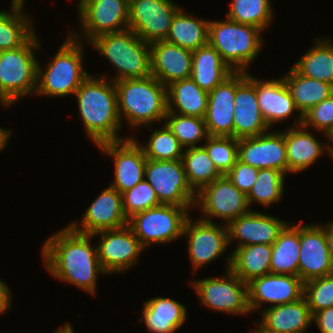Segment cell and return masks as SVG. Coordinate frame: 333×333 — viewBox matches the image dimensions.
<instances>
[{
  "mask_svg": "<svg viewBox=\"0 0 333 333\" xmlns=\"http://www.w3.org/2000/svg\"><path fill=\"white\" fill-rule=\"evenodd\" d=\"M233 72L209 43L192 52L190 77L207 92L213 90Z\"/></svg>",
  "mask_w": 333,
  "mask_h": 333,
  "instance_id": "f546056e",
  "label": "cell"
},
{
  "mask_svg": "<svg viewBox=\"0 0 333 333\" xmlns=\"http://www.w3.org/2000/svg\"><path fill=\"white\" fill-rule=\"evenodd\" d=\"M90 76L79 86L74 95L78 101V118L81 117L87 138L97 146L103 142L121 141L118 135L123 128L118 113L115 82L106 75Z\"/></svg>",
  "mask_w": 333,
  "mask_h": 333,
  "instance_id": "7a4b0ae2",
  "label": "cell"
},
{
  "mask_svg": "<svg viewBox=\"0 0 333 333\" xmlns=\"http://www.w3.org/2000/svg\"><path fill=\"white\" fill-rule=\"evenodd\" d=\"M271 4V0H231L226 18L265 31L274 17Z\"/></svg>",
  "mask_w": 333,
  "mask_h": 333,
  "instance_id": "74e56055",
  "label": "cell"
},
{
  "mask_svg": "<svg viewBox=\"0 0 333 333\" xmlns=\"http://www.w3.org/2000/svg\"><path fill=\"white\" fill-rule=\"evenodd\" d=\"M11 130L4 129L3 127H0V151L3 149H6V144H8V140L10 139Z\"/></svg>",
  "mask_w": 333,
  "mask_h": 333,
  "instance_id": "f907efd6",
  "label": "cell"
},
{
  "mask_svg": "<svg viewBox=\"0 0 333 333\" xmlns=\"http://www.w3.org/2000/svg\"><path fill=\"white\" fill-rule=\"evenodd\" d=\"M311 314L333 307V274L314 278L304 283V294Z\"/></svg>",
  "mask_w": 333,
  "mask_h": 333,
  "instance_id": "ee69618b",
  "label": "cell"
},
{
  "mask_svg": "<svg viewBox=\"0 0 333 333\" xmlns=\"http://www.w3.org/2000/svg\"><path fill=\"white\" fill-rule=\"evenodd\" d=\"M303 125L291 126L284 131L288 173L295 174L305 171L310 165L315 164L325 152L333 159V147L327 142H319L315 135Z\"/></svg>",
  "mask_w": 333,
  "mask_h": 333,
  "instance_id": "484cf974",
  "label": "cell"
},
{
  "mask_svg": "<svg viewBox=\"0 0 333 333\" xmlns=\"http://www.w3.org/2000/svg\"><path fill=\"white\" fill-rule=\"evenodd\" d=\"M209 20L190 16L182 7L173 17L165 41L195 51L208 44Z\"/></svg>",
  "mask_w": 333,
  "mask_h": 333,
  "instance_id": "836d02e7",
  "label": "cell"
},
{
  "mask_svg": "<svg viewBox=\"0 0 333 333\" xmlns=\"http://www.w3.org/2000/svg\"><path fill=\"white\" fill-rule=\"evenodd\" d=\"M123 211L127 219L134 214L158 206L161 203L154 189L143 179L130 190L122 194Z\"/></svg>",
  "mask_w": 333,
  "mask_h": 333,
  "instance_id": "7bdbcfd3",
  "label": "cell"
},
{
  "mask_svg": "<svg viewBox=\"0 0 333 333\" xmlns=\"http://www.w3.org/2000/svg\"><path fill=\"white\" fill-rule=\"evenodd\" d=\"M92 236L100 237L97 242L98 258L103 271L108 275L123 273L137 265L138 257L145 250L128 225L119 229L100 231Z\"/></svg>",
  "mask_w": 333,
  "mask_h": 333,
  "instance_id": "4fadbf2b",
  "label": "cell"
},
{
  "mask_svg": "<svg viewBox=\"0 0 333 333\" xmlns=\"http://www.w3.org/2000/svg\"><path fill=\"white\" fill-rule=\"evenodd\" d=\"M247 293L248 307L253 313L263 303L272 307L298 301L304 294V282L299 276L269 273L247 283Z\"/></svg>",
  "mask_w": 333,
  "mask_h": 333,
  "instance_id": "ac0fdd59",
  "label": "cell"
},
{
  "mask_svg": "<svg viewBox=\"0 0 333 333\" xmlns=\"http://www.w3.org/2000/svg\"><path fill=\"white\" fill-rule=\"evenodd\" d=\"M140 313L143 318L139 321H144L150 333H174L187 319L186 307L167 297H153L144 301Z\"/></svg>",
  "mask_w": 333,
  "mask_h": 333,
  "instance_id": "83f0119b",
  "label": "cell"
},
{
  "mask_svg": "<svg viewBox=\"0 0 333 333\" xmlns=\"http://www.w3.org/2000/svg\"><path fill=\"white\" fill-rule=\"evenodd\" d=\"M285 176L280 170L259 169L257 180L247 195L249 207L253 202L269 206L283 200Z\"/></svg>",
  "mask_w": 333,
  "mask_h": 333,
  "instance_id": "f35d334b",
  "label": "cell"
},
{
  "mask_svg": "<svg viewBox=\"0 0 333 333\" xmlns=\"http://www.w3.org/2000/svg\"><path fill=\"white\" fill-rule=\"evenodd\" d=\"M246 77L255 86L260 111L270 129L275 123L292 117L294 112H298L299 116L294 125H302L303 115L296 108L283 76L280 79L261 81L246 72Z\"/></svg>",
  "mask_w": 333,
  "mask_h": 333,
  "instance_id": "7402d4cb",
  "label": "cell"
},
{
  "mask_svg": "<svg viewBox=\"0 0 333 333\" xmlns=\"http://www.w3.org/2000/svg\"><path fill=\"white\" fill-rule=\"evenodd\" d=\"M34 33L23 45L0 51V101L11 106L20 98L35 95L38 61L34 52L40 49Z\"/></svg>",
  "mask_w": 333,
  "mask_h": 333,
  "instance_id": "52a82bcc",
  "label": "cell"
},
{
  "mask_svg": "<svg viewBox=\"0 0 333 333\" xmlns=\"http://www.w3.org/2000/svg\"><path fill=\"white\" fill-rule=\"evenodd\" d=\"M287 224V221L251 209L227 225L229 245L235 240L236 247L272 245Z\"/></svg>",
  "mask_w": 333,
  "mask_h": 333,
  "instance_id": "603a6c76",
  "label": "cell"
},
{
  "mask_svg": "<svg viewBox=\"0 0 333 333\" xmlns=\"http://www.w3.org/2000/svg\"><path fill=\"white\" fill-rule=\"evenodd\" d=\"M238 159L257 169H275L288 173L284 131L238 139Z\"/></svg>",
  "mask_w": 333,
  "mask_h": 333,
  "instance_id": "d6986e66",
  "label": "cell"
},
{
  "mask_svg": "<svg viewBox=\"0 0 333 333\" xmlns=\"http://www.w3.org/2000/svg\"><path fill=\"white\" fill-rule=\"evenodd\" d=\"M262 29L240 24L225 18L209 20L208 43L221 55L234 72H247V68L260 55L264 42Z\"/></svg>",
  "mask_w": 333,
  "mask_h": 333,
  "instance_id": "8992f818",
  "label": "cell"
},
{
  "mask_svg": "<svg viewBox=\"0 0 333 333\" xmlns=\"http://www.w3.org/2000/svg\"><path fill=\"white\" fill-rule=\"evenodd\" d=\"M251 333H268V332H262L259 328H255Z\"/></svg>",
  "mask_w": 333,
  "mask_h": 333,
  "instance_id": "db71d44e",
  "label": "cell"
},
{
  "mask_svg": "<svg viewBox=\"0 0 333 333\" xmlns=\"http://www.w3.org/2000/svg\"><path fill=\"white\" fill-rule=\"evenodd\" d=\"M207 105L208 92L201 89L191 77L167 86V112L204 118Z\"/></svg>",
  "mask_w": 333,
  "mask_h": 333,
  "instance_id": "4dcf8cb0",
  "label": "cell"
},
{
  "mask_svg": "<svg viewBox=\"0 0 333 333\" xmlns=\"http://www.w3.org/2000/svg\"><path fill=\"white\" fill-rule=\"evenodd\" d=\"M190 209L160 204L134 214L128 219V226L145 249L153 243H170L183 236Z\"/></svg>",
  "mask_w": 333,
  "mask_h": 333,
  "instance_id": "ba28073f",
  "label": "cell"
},
{
  "mask_svg": "<svg viewBox=\"0 0 333 333\" xmlns=\"http://www.w3.org/2000/svg\"><path fill=\"white\" fill-rule=\"evenodd\" d=\"M292 66L304 77L333 85V41L319 38Z\"/></svg>",
  "mask_w": 333,
  "mask_h": 333,
  "instance_id": "d590c367",
  "label": "cell"
},
{
  "mask_svg": "<svg viewBox=\"0 0 333 333\" xmlns=\"http://www.w3.org/2000/svg\"><path fill=\"white\" fill-rule=\"evenodd\" d=\"M96 147L103 154L113 157L115 172L110 186L121 194L144 179L147 158L132 136L124 137L121 141L103 142Z\"/></svg>",
  "mask_w": 333,
  "mask_h": 333,
  "instance_id": "2e32d148",
  "label": "cell"
},
{
  "mask_svg": "<svg viewBox=\"0 0 333 333\" xmlns=\"http://www.w3.org/2000/svg\"><path fill=\"white\" fill-rule=\"evenodd\" d=\"M312 322L317 324L321 333H333V307L314 313Z\"/></svg>",
  "mask_w": 333,
  "mask_h": 333,
  "instance_id": "7dc6e473",
  "label": "cell"
},
{
  "mask_svg": "<svg viewBox=\"0 0 333 333\" xmlns=\"http://www.w3.org/2000/svg\"><path fill=\"white\" fill-rule=\"evenodd\" d=\"M302 125L321 131L325 137L333 130V94L303 114Z\"/></svg>",
  "mask_w": 333,
  "mask_h": 333,
  "instance_id": "f6af8a7d",
  "label": "cell"
},
{
  "mask_svg": "<svg viewBox=\"0 0 333 333\" xmlns=\"http://www.w3.org/2000/svg\"><path fill=\"white\" fill-rule=\"evenodd\" d=\"M89 44L115 68L113 82L152 75L150 44L130 29L98 35Z\"/></svg>",
  "mask_w": 333,
  "mask_h": 333,
  "instance_id": "277c9868",
  "label": "cell"
},
{
  "mask_svg": "<svg viewBox=\"0 0 333 333\" xmlns=\"http://www.w3.org/2000/svg\"><path fill=\"white\" fill-rule=\"evenodd\" d=\"M118 113L131 128L151 126L165 121L167 115V87L153 75L147 78L115 81Z\"/></svg>",
  "mask_w": 333,
  "mask_h": 333,
  "instance_id": "3957f363",
  "label": "cell"
},
{
  "mask_svg": "<svg viewBox=\"0 0 333 333\" xmlns=\"http://www.w3.org/2000/svg\"><path fill=\"white\" fill-rule=\"evenodd\" d=\"M327 141H329V143L333 147V130L327 135Z\"/></svg>",
  "mask_w": 333,
  "mask_h": 333,
  "instance_id": "f5cc1de1",
  "label": "cell"
},
{
  "mask_svg": "<svg viewBox=\"0 0 333 333\" xmlns=\"http://www.w3.org/2000/svg\"><path fill=\"white\" fill-rule=\"evenodd\" d=\"M283 79L295 102L296 108L302 115L333 94V85L304 77L292 66L289 72L285 73Z\"/></svg>",
  "mask_w": 333,
  "mask_h": 333,
  "instance_id": "e575fe53",
  "label": "cell"
},
{
  "mask_svg": "<svg viewBox=\"0 0 333 333\" xmlns=\"http://www.w3.org/2000/svg\"><path fill=\"white\" fill-rule=\"evenodd\" d=\"M151 73L166 87L191 76L192 51L165 40L150 43Z\"/></svg>",
  "mask_w": 333,
  "mask_h": 333,
  "instance_id": "cb8c5ba5",
  "label": "cell"
},
{
  "mask_svg": "<svg viewBox=\"0 0 333 333\" xmlns=\"http://www.w3.org/2000/svg\"><path fill=\"white\" fill-rule=\"evenodd\" d=\"M180 8L172 0H131L128 29L149 44L165 40Z\"/></svg>",
  "mask_w": 333,
  "mask_h": 333,
  "instance_id": "5bb4252c",
  "label": "cell"
},
{
  "mask_svg": "<svg viewBox=\"0 0 333 333\" xmlns=\"http://www.w3.org/2000/svg\"><path fill=\"white\" fill-rule=\"evenodd\" d=\"M234 105V138L254 137L271 130L260 111L255 86L246 77V72H236Z\"/></svg>",
  "mask_w": 333,
  "mask_h": 333,
  "instance_id": "44dd1931",
  "label": "cell"
},
{
  "mask_svg": "<svg viewBox=\"0 0 333 333\" xmlns=\"http://www.w3.org/2000/svg\"><path fill=\"white\" fill-rule=\"evenodd\" d=\"M53 333H75L70 322H66L64 326H61L59 329H56Z\"/></svg>",
  "mask_w": 333,
  "mask_h": 333,
  "instance_id": "816d5d0a",
  "label": "cell"
},
{
  "mask_svg": "<svg viewBox=\"0 0 333 333\" xmlns=\"http://www.w3.org/2000/svg\"><path fill=\"white\" fill-rule=\"evenodd\" d=\"M77 10L81 34H70L78 41L83 37L89 42L98 35L124 31L129 27L127 0H79Z\"/></svg>",
  "mask_w": 333,
  "mask_h": 333,
  "instance_id": "30bf717a",
  "label": "cell"
},
{
  "mask_svg": "<svg viewBox=\"0 0 333 333\" xmlns=\"http://www.w3.org/2000/svg\"><path fill=\"white\" fill-rule=\"evenodd\" d=\"M196 205L205 216H201V220L214 222L212 220L218 218L222 219L225 225L251 210L247 196L239 191L226 175L203 187L196 194Z\"/></svg>",
  "mask_w": 333,
  "mask_h": 333,
  "instance_id": "7c38bea8",
  "label": "cell"
},
{
  "mask_svg": "<svg viewBox=\"0 0 333 333\" xmlns=\"http://www.w3.org/2000/svg\"><path fill=\"white\" fill-rule=\"evenodd\" d=\"M300 250V222L288 223L272 244L271 273L299 276Z\"/></svg>",
  "mask_w": 333,
  "mask_h": 333,
  "instance_id": "1f68e13d",
  "label": "cell"
},
{
  "mask_svg": "<svg viewBox=\"0 0 333 333\" xmlns=\"http://www.w3.org/2000/svg\"><path fill=\"white\" fill-rule=\"evenodd\" d=\"M61 44L46 69L37 65V88L35 94L49 97L73 95L90 76L83 68V43L71 34Z\"/></svg>",
  "mask_w": 333,
  "mask_h": 333,
  "instance_id": "5b68a950",
  "label": "cell"
},
{
  "mask_svg": "<svg viewBox=\"0 0 333 333\" xmlns=\"http://www.w3.org/2000/svg\"><path fill=\"white\" fill-rule=\"evenodd\" d=\"M185 148L196 147L209 137L204 118L167 112L164 122Z\"/></svg>",
  "mask_w": 333,
  "mask_h": 333,
  "instance_id": "ab89813d",
  "label": "cell"
},
{
  "mask_svg": "<svg viewBox=\"0 0 333 333\" xmlns=\"http://www.w3.org/2000/svg\"><path fill=\"white\" fill-rule=\"evenodd\" d=\"M202 146L222 175L238 160V139L232 136H209Z\"/></svg>",
  "mask_w": 333,
  "mask_h": 333,
  "instance_id": "b9f144b4",
  "label": "cell"
},
{
  "mask_svg": "<svg viewBox=\"0 0 333 333\" xmlns=\"http://www.w3.org/2000/svg\"><path fill=\"white\" fill-rule=\"evenodd\" d=\"M236 72L208 92V105L204 121L209 136H232Z\"/></svg>",
  "mask_w": 333,
  "mask_h": 333,
  "instance_id": "d4e9b609",
  "label": "cell"
},
{
  "mask_svg": "<svg viewBox=\"0 0 333 333\" xmlns=\"http://www.w3.org/2000/svg\"><path fill=\"white\" fill-rule=\"evenodd\" d=\"M11 289L0 279V314L5 313L11 308Z\"/></svg>",
  "mask_w": 333,
  "mask_h": 333,
  "instance_id": "c3c4849f",
  "label": "cell"
},
{
  "mask_svg": "<svg viewBox=\"0 0 333 333\" xmlns=\"http://www.w3.org/2000/svg\"><path fill=\"white\" fill-rule=\"evenodd\" d=\"M324 227L326 231L329 251L333 259V221H330L329 223L327 222V224L325 223Z\"/></svg>",
  "mask_w": 333,
  "mask_h": 333,
  "instance_id": "681fc988",
  "label": "cell"
},
{
  "mask_svg": "<svg viewBox=\"0 0 333 333\" xmlns=\"http://www.w3.org/2000/svg\"><path fill=\"white\" fill-rule=\"evenodd\" d=\"M231 253L226 258L225 267L231 268L244 283L271 273L272 245L253 244L235 247Z\"/></svg>",
  "mask_w": 333,
  "mask_h": 333,
  "instance_id": "f1b7e54d",
  "label": "cell"
},
{
  "mask_svg": "<svg viewBox=\"0 0 333 333\" xmlns=\"http://www.w3.org/2000/svg\"><path fill=\"white\" fill-rule=\"evenodd\" d=\"M187 219L183 236L187 237L188 256L192 264L193 273L202 266L224 254L229 246L227 225L220 226L215 222Z\"/></svg>",
  "mask_w": 333,
  "mask_h": 333,
  "instance_id": "9a60e30c",
  "label": "cell"
},
{
  "mask_svg": "<svg viewBox=\"0 0 333 333\" xmlns=\"http://www.w3.org/2000/svg\"><path fill=\"white\" fill-rule=\"evenodd\" d=\"M11 1L10 11L0 10V51L20 47L35 33L32 19L23 12L25 1Z\"/></svg>",
  "mask_w": 333,
  "mask_h": 333,
  "instance_id": "d6a6232c",
  "label": "cell"
},
{
  "mask_svg": "<svg viewBox=\"0 0 333 333\" xmlns=\"http://www.w3.org/2000/svg\"><path fill=\"white\" fill-rule=\"evenodd\" d=\"M94 237L75 232L69 225L46 239L41 254L44 266L59 281L95 295L98 274H105Z\"/></svg>",
  "mask_w": 333,
  "mask_h": 333,
  "instance_id": "6da1fadb",
  "label": "cell"
},
{
  "mask_svg": "<svg viewBox=\"0 0 333 333\" xmlns=\"http://www.w3.org/2000/svg\"><path fill=\"white\" fill-rule=\"evenodd\" d=\"M181 160L187 182L196 194L222 176L202 145L185 148Z\"/></svg>",
  "mask_w": 333,
  "mask_h": 333,
  "instance_id": "8d00e7d4",
  "label": "cell"
},
{
  "mask_svg": "<svg viewBox=\"0 0 333 333\" xmlns=\"http://www.w3.org/2000/svg\"><path fill=\"white\" fill-rule=\"evenodd\" d=\"M80 222L81 224L71 222L69 226L75 232L88 235L127 226L122 194L109 185L85 210Z\"/></svg>",
  "mask_w": 333,
  "mask_h": 333,
  "instance_id": "ffe728a7",
  "label": "cell"
},
{
  "mask_svg": "<svg viewBox=\"0 0 333 333\" xmlns=\"http://www.w3.org/2000/svg\"><path fill=\"white\" fill-rule=\"evenodd\" d=\"M300 220L299 277L308 280L333 274V259L329 251L325 227L303 224Z\"/></svg>",
  "mask_w": 333,
  "mask_h": 333,
  "instance_id": "e0dca14e",
  "label": "cell"
},
{
  "mask_svg": "<svg viewBox=\"0 0 333 333\" xmlns=\"http://www.w3.org/2000/svg\"><path fill=\"white\" fill-rule=\"evenodd\" d=\"M144 179L161 204L195 207L196 193L187 182L182 160L147 159Z\"/></svg>",
  "mask_w": 333,
  "mask_h": 333,
  "instance_id": "8fae6325",
  "label": "cell"
},
{
  "mask_svg": "<svg viewBox=\"0 0 333 333\" xmlns=\"http://www.w3.org/2000/svg\"><path fill=\"white\" fill-rule=\"evenodd\" d=\"M203 306L232 315L251 313L248 307L247 283L231 269L224 276L190 282Z\"/></svg>",
  "mask_w": 333,
  "mask_h": 333,
  "instance_id": "9c48e42d",
  "label": "cell"
},
{
  "mask_svg": "<svg viewBox=\"0 0 333 333\" xmlns=\"http://www.w3.org/2000/svg\"><path fill=\"white\" fill-rule=\"evenodd\" d=\"M257 328L268 333H306L313 315L303 296L298 301L263 309Z\"/></svg>",
  "mask_w": 333,
  "mask_h": 333,
  "instance_id": "4316f807",
  "label": "cell"
},
{
  "mask_svg": "<svg viewBox=\"0 0 333 333\" xmlns=\"http://www.w3.org/2000/svg\"><path fill=\"white\" fill-rule=\"evenodd\" d=\"M258 172L259 169L245 164L238 159L226 176L239 191L247 196L257 180Z\"/></svg>",
  "mask_w": 333,
  "mask_h": 333,
  "instance_id": "bcb514c9",
  "label": "cell"
},
{
  "mask_svg": "<svg viewBox=\"0 0 333 333\" xmlns=\"http://www.w3.org/2000/svg\"><path fill=\"white\" fill-rule=\"evenodd\" d=\"M143 149L144 155L151 160H181L184 147L178 139L173 135L172 131L164 123L163 127L154 130L146 145L139 143L133 138Z\"/></svg>",
  "mask_w": 333,
  "mask_h": 333,
  "instance_id": "60d3db41",
  "label": "cell"
}]
</instances>
